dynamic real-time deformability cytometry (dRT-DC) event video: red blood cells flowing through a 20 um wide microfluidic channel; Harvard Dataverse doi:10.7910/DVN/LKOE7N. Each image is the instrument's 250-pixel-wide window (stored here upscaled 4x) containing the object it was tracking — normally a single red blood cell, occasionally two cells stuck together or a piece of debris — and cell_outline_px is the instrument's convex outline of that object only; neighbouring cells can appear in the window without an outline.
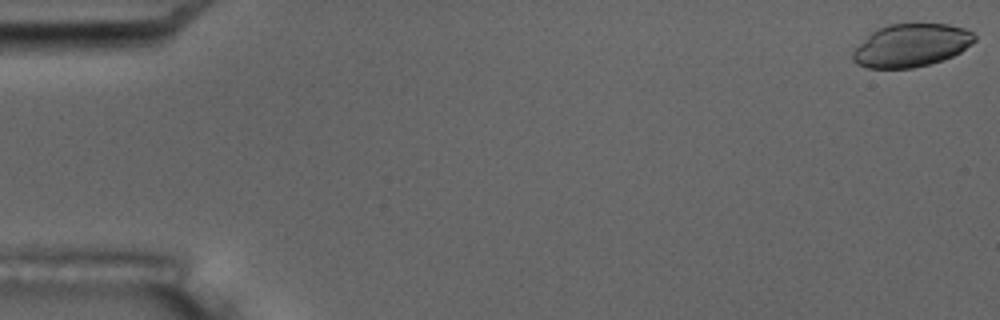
{"species": "common noctule bat (a hibernating species)", "species_latin": "Nyctalus noctula", "temperature_condition": "room temperature", "stored_images_in_passage": 5, "camera_frame_rate_fps": 3000, "um_per_image_px": 0.085, "animal": {"sex": "male", "body_mass_g": 17.5, "forearm_length_mm": 52.3}, "frame": {"image": 1, "passage_image": 1, "time_ms": 0.0, "image_size_px": [1000, 320], "cell_outline_px": [[976, 40], [972, 44], [960, 52], [952, 56], [928, 64], [912, 68], [868, 68], [856, 64], [852, 60], [852, 52], [872, 32], [888, 24], [948, 24], [964, 28], [972, 32], [976, 36]], "centroid_in_image_um": [77.46, 3.86], "position_along_channel_um": 7.5, "area_um2": 30.23}}